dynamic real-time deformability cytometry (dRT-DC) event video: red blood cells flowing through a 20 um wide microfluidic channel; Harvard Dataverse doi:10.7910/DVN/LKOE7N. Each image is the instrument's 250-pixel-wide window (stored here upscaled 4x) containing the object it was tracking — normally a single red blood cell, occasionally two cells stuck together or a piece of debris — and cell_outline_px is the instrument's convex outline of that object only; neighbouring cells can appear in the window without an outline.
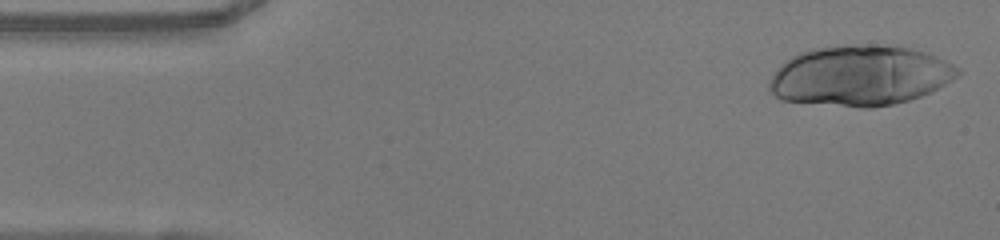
{"species": "human", "species_latin": "Homo sapiens", "temperature_condition": "warm", "stored_images_in_passage": 47, "camera_frame_rate_fps": 3000, "um_per_image_px": 0.085, "donor": {"sex": "female"}, "frame": {"image": 1, "passage_image": 1, "time_ms": 0.0, "image_size_px": [1000, 240], "cell_outline_px": [[960, 72], [952, 80], [932, 92], [908, 100], [892, 104], [872, 108], [860, 108], [780, 100], [768, 88], [768, 84], [772, 76], [784, 60], [800, 52], [812, 48], [844, 44], [900, 44], [936, 56], [960, 68]], "centroid_in_image_um": [73.11, 6.41], "position_along_channel_um": 11.9, "area_um2": 66.99}}
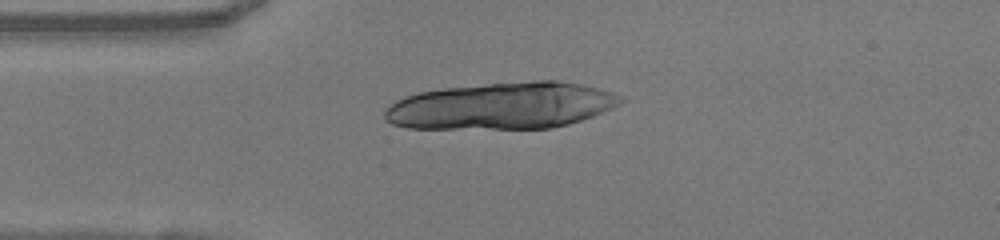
{"frame": {"image": 2, "passage_image": 10, "time_ms": 3.0, "image_size_px": [1000, 240], "cell_outline_px": [[624, 100], [620, 104], [612, 108], [592, 116], [568, 124], [552, 128], [408, 128], [392, 124], [384, 120], [384, 112], [396, 100], [404, 96], [420, 92], [444, 88], [488, 84], [536, 80], [560, 80], [584, 84], [600, 88], [624, 96]], "centroid_in_image_um": [42.69, 8.98], "position_along_channel_um": 42.3, "area_um2": 64.33}}